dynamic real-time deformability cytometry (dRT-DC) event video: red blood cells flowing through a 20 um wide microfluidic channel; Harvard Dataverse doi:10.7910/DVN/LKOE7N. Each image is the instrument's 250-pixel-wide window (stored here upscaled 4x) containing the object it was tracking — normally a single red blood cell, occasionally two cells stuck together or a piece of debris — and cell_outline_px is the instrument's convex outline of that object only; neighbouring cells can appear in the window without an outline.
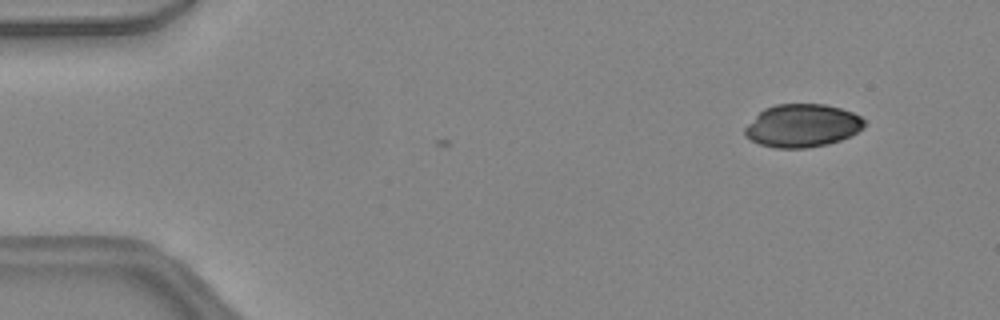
{"species": "common noctule bat (a hibernating species)", "species_latin": "Nyctalus noctula", "temperature_condition": "warm", "stored_images_in_passage": 3, "camera_frame_rate_fps": 3000, "um_per_image_px": 0.085, "animal": {"sex": "female", "body_mass_g": 24.6, "forearm_length_mm": 56.2}, "frame": {"image": 1, "passage_image": 3, "time_ms": 0.667, "image_size_px": [1000, 320], "cell_outline_px": [[864, 128], [852, 136], [828, 144], [808, 148], [772, 148], [760, 144], [744, 136], [744, 128], [764, 108], [776, 104], [824, 104], [840, 108], [852, 112], [860, 116], [864, 120]], "centroid_in_image_um": [68.2, 10.69], "position_along_channel_um": 16.8, "area_um2": 30.06}}